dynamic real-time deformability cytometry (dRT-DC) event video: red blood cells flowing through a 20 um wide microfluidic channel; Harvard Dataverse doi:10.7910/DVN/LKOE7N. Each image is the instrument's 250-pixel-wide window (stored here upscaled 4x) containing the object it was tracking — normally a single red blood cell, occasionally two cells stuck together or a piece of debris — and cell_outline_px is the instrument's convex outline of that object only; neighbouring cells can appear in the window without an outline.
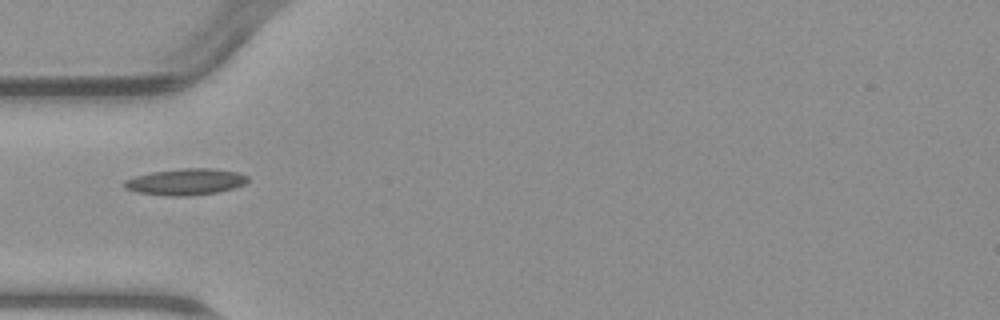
{"species": "common noctule bat (a hibernating species)", "species_latin": "Nyctalus noctula", "temperature_condition": "warm", "stored_images_in_passage": 5, "camera_frame_rate_fps": 3000, "um_per_image_px": 0.085, "animal": {"sex": "male", "body_mass_g": 23.1, "forearm_length_mm": 52.7}, "frame": {"image": 1, "passage_image": 5, "time_ms": 5.333, "image_size_px": [1000, 320], "cell_outline_px": [[248, 180], [244, 184], [232, 188], [216, 192], [188, 196], [168, 196], [136, 192], [124, 188], [124, 180], [136, 176], [152, 172], [180, 168], [212, 168], [236, 172], [248, 176]], "centroid_in_image_um": [15.75, 15.45], "position_along_channel_um": 69.2, "area_um2": 18.9}}